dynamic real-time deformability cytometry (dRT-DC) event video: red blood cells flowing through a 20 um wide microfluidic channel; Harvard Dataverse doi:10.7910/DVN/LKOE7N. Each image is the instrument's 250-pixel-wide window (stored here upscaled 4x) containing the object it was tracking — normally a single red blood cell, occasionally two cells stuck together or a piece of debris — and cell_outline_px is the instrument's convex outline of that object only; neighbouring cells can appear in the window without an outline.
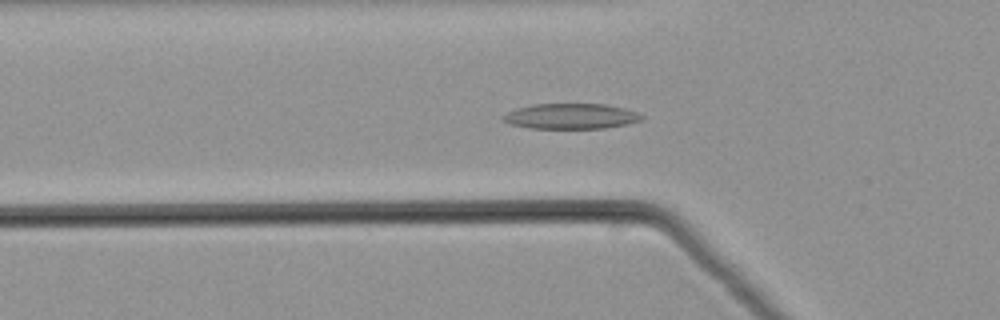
{"species": "common noctule bat (a hibernating species)", "species_latin": "Nyctalus noctula", "temperature_condition": "warm", "stored_images_in_passage": 44, "camera_frame_rate_fps": 3000, "um_per_image_px": 0.085, "animal": {"sex": "male", "body_mass_g": 21.5, "forearm_length_mm": 52.0}, "frame": {"image": 1, "passage_image": 17, "time_ms": 5.333, "image_size_px": [1000, 320], "cell_outline_px": [[644, 120], [628, 124], [604, 128], [532, 128], [508, 124], [500, 120], [500, 116], [516, 108], [532, 104], [604, 104], [624, 108], [636, 112], [644, 116]], "centroid_in_image_um": [48.5, 9.88], "position_along_channel_um": 77.3, "area_um2": 20.69}}
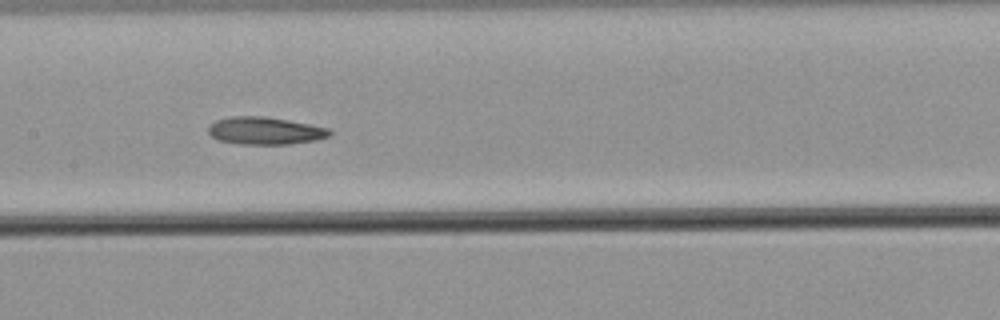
{"frame": {"image": 2, "passage_image": 25, "time_ms": 8.0, "image_size_px": [1000, 320], "cell_outline_px": [[332, 136], [316, 140], [288, 144], [240, 144], [216, 140], [208, 132], [208, 124], [216, 120], [232, 116], [264, 116], [288, 120], [328, 128], [332, 132]], "centroid_in_image_um": [22.51, 11.11], "position_along_channel_um": 184.9, "area_um2": 19.54}}
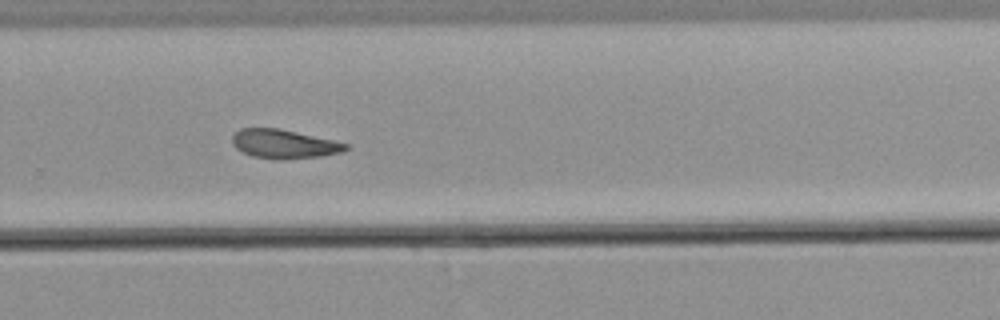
{"frame": {"image": 3, "passage_image": 34, "time_ms": 11.0, "image_size_px": [1000, 320], "cell_outline_px": [[352, 148], [344, 152], [320, 156], [284, 160], [272, 160], [252, 156], [236, 148], [232, 144], [232, 136], [240, 128], [280, 128], [352, 144]], "centroid_in_image_um": [24.21, 12.25], "position_along_channel_um": 305.6, "area_um2": 19.59}}